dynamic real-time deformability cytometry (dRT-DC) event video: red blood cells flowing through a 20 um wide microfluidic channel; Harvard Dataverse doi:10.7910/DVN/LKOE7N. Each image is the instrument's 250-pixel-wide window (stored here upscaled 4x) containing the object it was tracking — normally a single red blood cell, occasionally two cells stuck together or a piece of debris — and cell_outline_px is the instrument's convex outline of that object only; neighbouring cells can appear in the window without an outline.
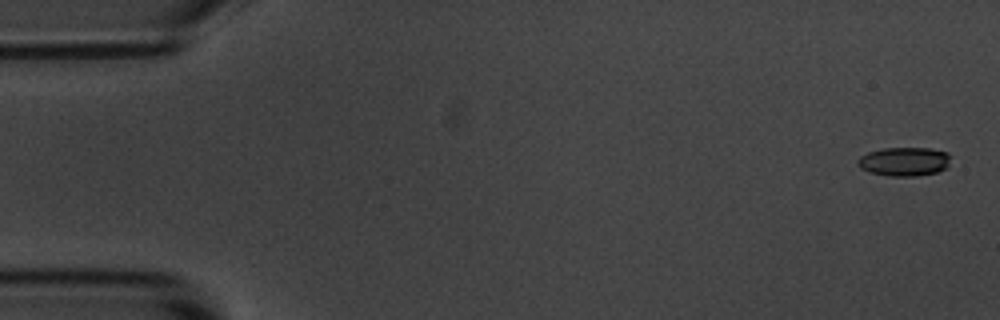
{"species": "common noctule bat (a hibernating species)", "species_latin": "Nyctalus noctula", "temperature_condition": "room temperature", "stored_images_in_passage": 5, "camera_frame_rate_fps": 3000, "um_per_image_px": 0.085, "animal": {"sex": "male", "body_mass_g": 20.1, "forearm_length_mm": 53.5}, "frame": {"image": 1, "passage_image": 1, "time_ms": 0.0, "image_size_px": [1000, 320], "cell_outline_px": [[948, 168], [936, 172], [916, 176], [888, 176], [868, 172], [860, 168], [856, 164], [856, 160], [860, 156], [868, 152], [884, 148], [928, 148], [948, 152]], "centroid_in_image_um": [76.81, 13.74], "position_along_channel_um": 8.2, "area_um2": 15.72}}
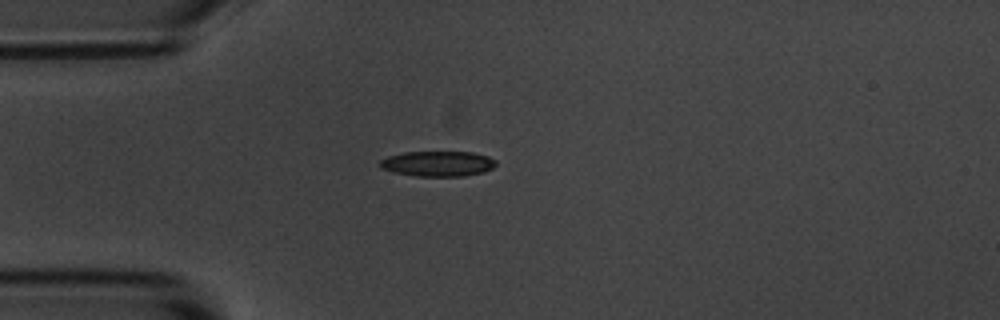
{"frame": {"image": 2, "passage_image": 4, "time_ms": 4.333, "image_size_px": [1000, 320], "cell_outline_px": [[496, 164], [492, 168], [484, 172], [464, 176], [416, 176], [392, 172], [380, 168], [380, 160], [388, 156], [404, 152], [472, 152], [488, 156], [496, 160]], "centroid_in_image_um": [37.21, 13.91], "position_along_channel_um": 47.8, "area_um2": 17.17}}